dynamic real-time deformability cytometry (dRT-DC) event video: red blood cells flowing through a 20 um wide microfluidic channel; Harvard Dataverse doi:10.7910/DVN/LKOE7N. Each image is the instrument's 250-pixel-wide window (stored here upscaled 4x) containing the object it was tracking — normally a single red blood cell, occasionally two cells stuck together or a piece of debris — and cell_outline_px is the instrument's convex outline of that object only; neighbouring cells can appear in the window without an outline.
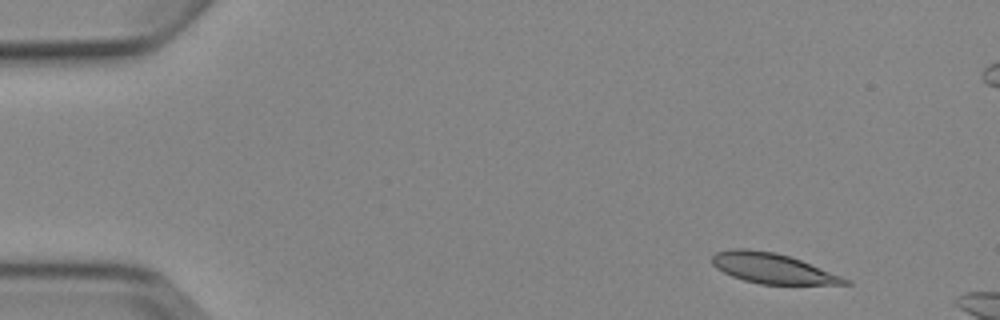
{"species": "Egyptian fruit bat (a non-hibernating species)", "species_latin": "Rousettus aegyptiacus", "temperature_condition": "cold", "stored_images_in_passage": 4, "camera_frame_rate_fps": 3000, "um_per_image_px": 0.085, "animal": {"sex": "female"}, "frame": {"image": 1, "passage_image": 2, "time_ms": 1.333, "image_size_px": [1000, 320], "cell_outline_px": [[852, 284], [760, 284], [744, 280], [732, 276], [716, 268], [712, 264], [712, 256], [716, 252], [732, 248], [748, 248], [776, 252], [800, 260], [852, 280]], "centroid_in_image_um": [65.64, 22.8], "position_along_channel_um": 19.4, "area_um2": 23.29}}